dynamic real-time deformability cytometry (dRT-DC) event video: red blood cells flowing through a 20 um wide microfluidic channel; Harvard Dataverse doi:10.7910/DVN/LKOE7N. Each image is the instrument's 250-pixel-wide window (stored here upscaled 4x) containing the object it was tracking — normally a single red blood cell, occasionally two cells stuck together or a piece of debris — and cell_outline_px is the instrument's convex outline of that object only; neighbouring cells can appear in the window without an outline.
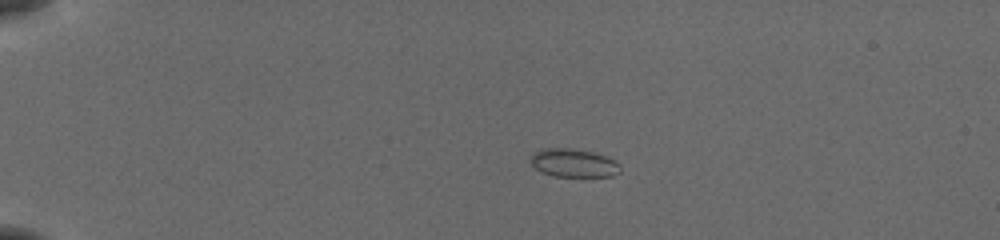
{"species": "common noctule bat (a hibernating species)", "species_latin": "Nyctalus noctula", "temperature_condition": "cold", "stored_images_in_passage": 44, "camera_frame_rate_fps": 3000, "um_per_image_px": 0.085, "animal": {"sex": "female", "body_mass_g": 19.5, "forearm_length_mm": 54.1}, "frame": {"image": 1, "passage_image": 2, "time_ms": 0.333, "image_size_px": [1000, 240], "cell_outline_px": [[620, 172], [612, 176], [552, 176], [540, 172], [528, 160], [532, 152], [540, 148], [572, 148], [596, 152], [608, 156], [616, 160], [620, 164]], "centroid_in_image_um": [48.74, 13.83], "position_along_channel_um": 36.3, "area_um2": 15.26}}
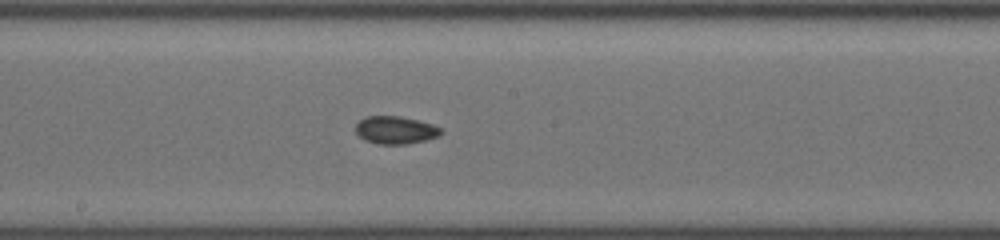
{"frame": {"image": 2, "passage_image": 21, "time_ms": 6.667, "image_size_px": [1000, 240], "cell_outline_px": [[444, 132], [440, 136], [428, 140], [408, 144], [376, 144], [364, 140], [356, 132], [356, 124], [364, 116], [396, 116], [416, 120], [432, 124], [440, 128]], "centroid_in_image_um": [33.63, 11.07], "position_along_channel_um": 214.6, "area_um2": 13.87}}
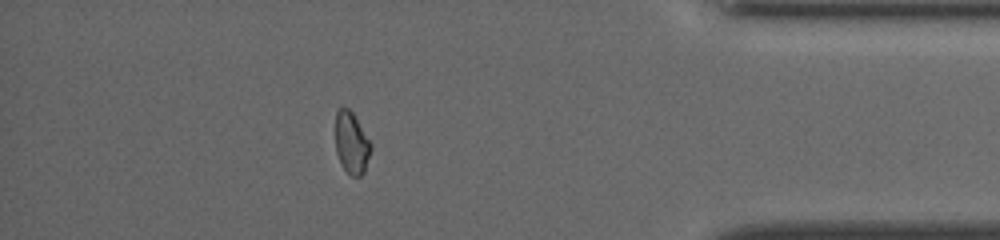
{"frame": {"image": 3, "passage_image": 38, "time_ms": 12.333, "image_size_px": [1000, 240], "cell_outline_px": [[372, 148], [364, 172], [360, 176], [352, 176], [340, 164], [336, 152], [336, 112], [340, 108], [348, 108], [352, 112], [372, 144]], "centroid_in_image_um": [29.89, 12.16], "position_along_channel_um": 405.3, "area_um2": 12.66}, "authors_computed_cell_mechanics": {"area_um2": 13.6408, "velocity_mm_per_s": 3.8878, "shape_relaxation_time_tau1_ms": 3.0178, "shape_relaxation_time_tau2_ms": 2.9299, "deformation_change_tau1": 0.0627, "deformation_change_tau2": 0.0753}}